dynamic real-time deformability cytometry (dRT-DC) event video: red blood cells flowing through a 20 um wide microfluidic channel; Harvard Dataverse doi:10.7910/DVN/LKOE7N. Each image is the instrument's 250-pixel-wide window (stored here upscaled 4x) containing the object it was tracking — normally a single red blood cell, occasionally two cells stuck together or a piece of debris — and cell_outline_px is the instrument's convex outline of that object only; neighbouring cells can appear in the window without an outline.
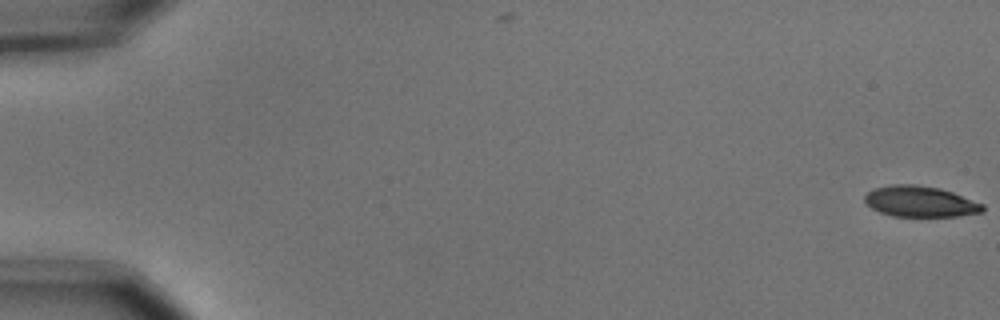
{"species": "common noctule bat (a hibernating species)", "species_latin": "Nyctalus noctula", "temperature_condition": "cold", "stored_images_in_passage": 9, "camera_frame_rate_fps": 3000, "um_per_image_px": 0.085, "animal": {"sex": "male", "body_mass_g": 15.6}, "frame": {"image": 1, "passage_image": 1, "time_ms": 0.0, "image_size_px": [1000, 320], "cell_outline_px": [[984, 212], [956, 216], [892, 216], [880, 212], [872, 208], [864, 200], [864, 196], [868, 192], [876, 188], [892, 184], [912, 184], [940, 188], [952, 192], [984, 204]], "centroid_in_image_um": [78.23, 17.13], "position_along_channel_um": 6.8, "area_um2": 21.1}}
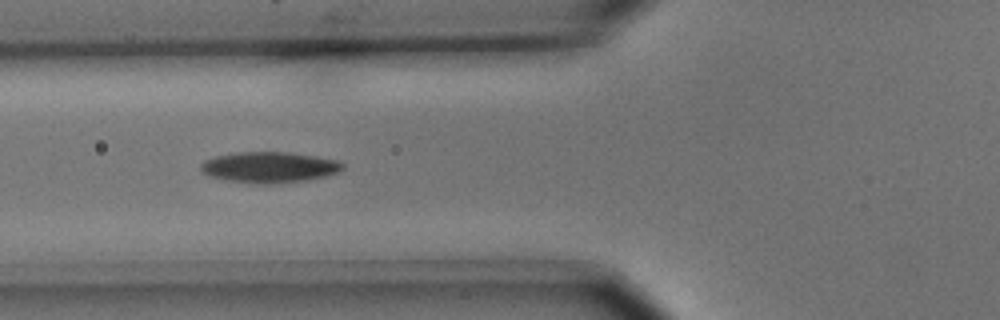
{"frame": {"image": 2, "passage_image": 7, "time_ms": 2.0, "image_size_px": [1000, 320], "cell_outline_px": [[344, 168], [340, 172], [308, 180], [268, 184], [256, 184], [228, 180], [208, 176], [200, 172], [200, 164], [204, 160], [216, 156], [236, 152], [288, 152], [336, 160], [344, 164]], "centroid_in_image_um": [22.85, 14.22], "position_along_channel_um": 102.9, "area_um2": 25.55}}
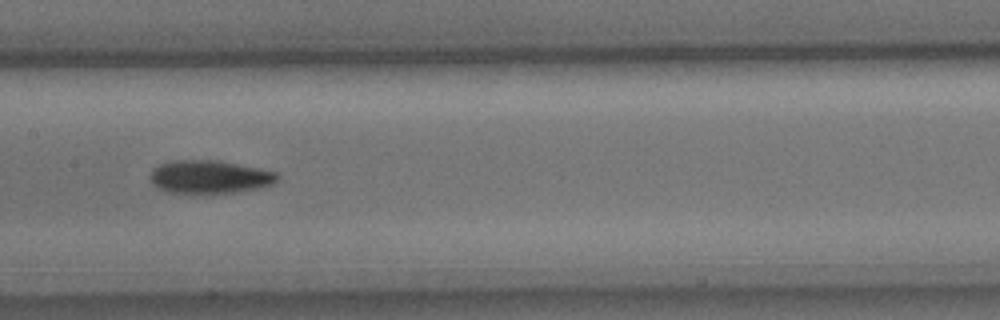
{"frame": {"image": 3, "passage_image": 9, "time_ms": 2.667, "image_size_px": [1000, 320], "cell_outline_px": [[280, 176], [272, 184], [264, 188], [236, 192], [192, 196], [168, 192], [152, 184], [148, 176], [152, 168], [160, 164], [176, 160], [216, 160], [276, 172]], "centroid_in_image_um": [17.76, 15.08], "position_along_channel_um": 189.6, "area_um2": 25.32}}